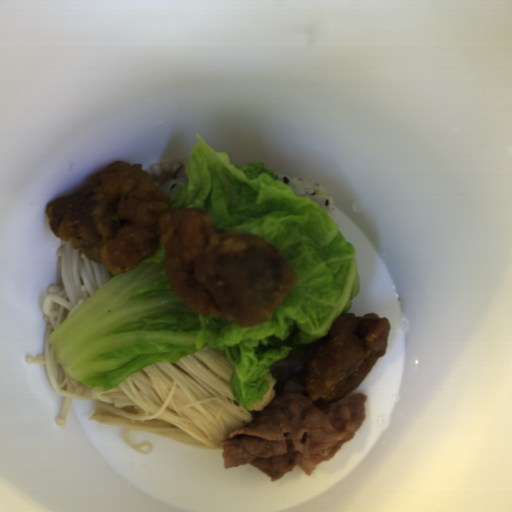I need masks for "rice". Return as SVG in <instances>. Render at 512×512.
Here are the masks:
<instances>
[{
	"instance_id": "652b925c",
	"label": "rice",
	"mask_w": 512,
	"mask_h": 512,
	"mask_svg": "<svg viewBox=\"0 0 512 512\" xmlns=\"http://www.w3.org/2000/svg\"><path fill=\"white\" fill-rule=\"evenodd\" d=\"M276 180H282L295 193L298 198H308L317 202L324 213L334 220L333 206L334 201L329 192L315 180H309L304 177H294L278 174Z\"/></svg>"
},
{
	"instance_id": "023b6e5f",
	"label": "rice",
	"mask_w": 512,
	"mask_h": 512,
	"mask_svg": "<svg viewBox=\"0 0 512 512\" xmlns=\"http://www.w3.org/2000/svg\"><path fill=\"white\" fill-rule=\"evenodd\" d=\"M170 172L174 178H168L158 188L161 192L165 193L169 197L171 194V190L177 183L184 182L187 184L188 182L186 178L185 164H175L174 166L171 167Z\"/></svg>"
}]
</instances>
